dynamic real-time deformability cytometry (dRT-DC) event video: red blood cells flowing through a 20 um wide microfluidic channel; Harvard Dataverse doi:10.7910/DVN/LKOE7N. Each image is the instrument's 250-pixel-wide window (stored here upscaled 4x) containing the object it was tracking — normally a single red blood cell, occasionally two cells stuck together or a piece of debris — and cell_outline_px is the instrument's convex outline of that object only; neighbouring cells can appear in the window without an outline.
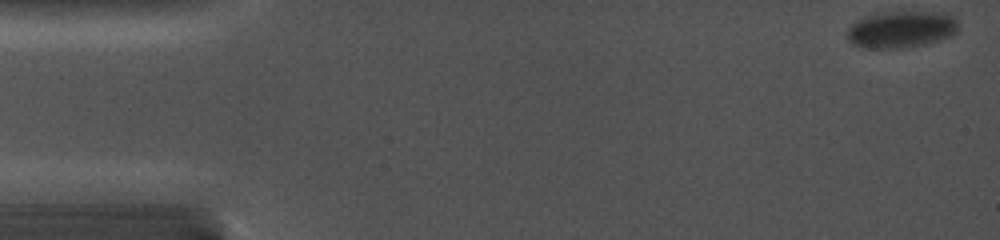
{"species": "common noctule bat (a hibernating species)", "species_latin": "Nyctalus noctula", "temperature_condition": "cold", "stored_images_in_passage": 16, "camera_frame_rate_fps": 5000, "um_per_image_px": 0.085, "animal": {"sex": "female", "body_mass_g": 19.0, "forearm_length_mm": 56.7}, "frame": {"image": 1, "passage_image": 1, "time_ms": 0.0, "image_size_px": [1000, 240], "cell_outline_px": [[956, 32], [948, 36], [924, 44], [900, 48], [868, 48], [852, 44], [848, 40], [848, 28], [852, 24], [868, 16], [884, 12], [936, 12], [952, 16], [956, 20]], "centroid_in_image_um": [76.57, 2.5], "position_along_channel_um": 8.4, "area_um2": 23.18}}
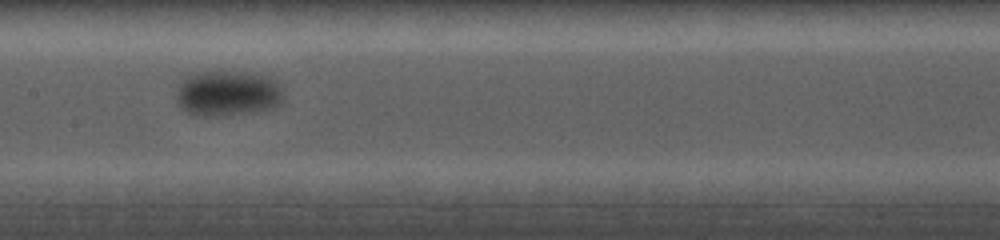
{"frame": {"image": 2, "passage_image": 9, "time_ms": 8.6, "image_size_px": [1000, 240], "cell_outline_px": [[284, 100], [280, 104], [272, 108], [252, 112], [220, 116], [196, 116], [180, 108], [176, 104], [176, 92], [180, 84], [192, 72], [252, 72], [272, 76], [276, 80], [284, 96]], "centroid_in_image_um": [19.37, 7.94], "position_along_channel_um": 188.0, "area_um2": 28.9}}
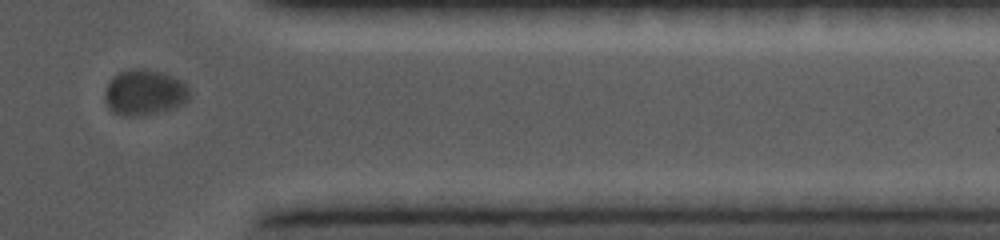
{"frame": {"image": 3, "passage_image": 14, "time_ms": 14.4, "image_size_px": [1000, 240], "cell_outline_px": [[188, 100], [172, 108], [140, 116], [124, 116], [116, 112], [108, 104], [104, 96], [104, 92], [112, 76], [120, 72], [132, 68], [140, 68], [160, 72], [172, 76], [180, 80], [188, 88]], "centroid_in_image_um": [12.25, 7.84], "position_along_channel_um": 399.1, "area_um2": 22.02}}